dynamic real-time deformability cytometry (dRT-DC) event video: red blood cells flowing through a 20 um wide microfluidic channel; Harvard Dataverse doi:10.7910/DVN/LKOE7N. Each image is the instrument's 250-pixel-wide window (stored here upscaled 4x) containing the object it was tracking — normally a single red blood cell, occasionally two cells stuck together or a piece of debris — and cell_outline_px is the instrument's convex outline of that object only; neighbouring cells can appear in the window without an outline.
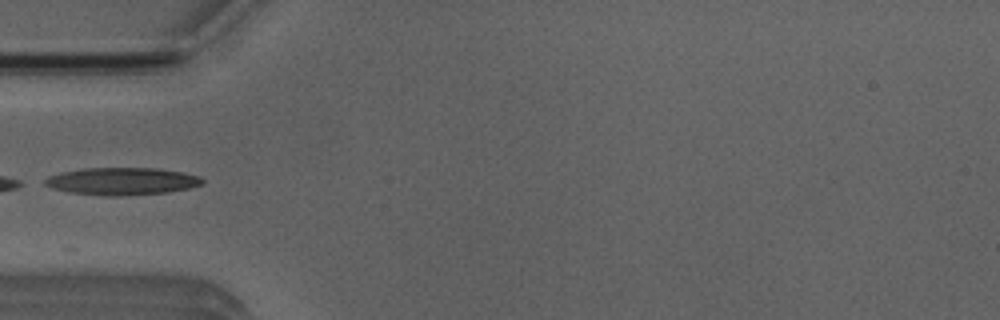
{"species": "Egyptian fruit bat (a non-hibernating species)", "species_latin": "Rousettus aegyptiacus", "temperature_condition": "room temperature", "stored_images_in_passage": 6, "camera_frame_rate_fps": 3000, "um_per_image_px": 0.085, "animal": {"sex": "male"}, "frame": {"image": 1, "passage_image": 5, "time_ms": 4.667, "image_size_px": [1000, 320], "cell_outline_px": [[204, 184], [188, 188], [168, 192], [120, 196], [108, 196], [68, 192], [52, 188], [44, 184], [44, 180], [48, 176], [60, 172], [80, 168], [156, 168], [184, 172], [200, 176], [204, 180]], "centroid_in_image_um": [10.36, 15.4], "position_along_channel_um": 74.6, "area_um2": 25.32}}